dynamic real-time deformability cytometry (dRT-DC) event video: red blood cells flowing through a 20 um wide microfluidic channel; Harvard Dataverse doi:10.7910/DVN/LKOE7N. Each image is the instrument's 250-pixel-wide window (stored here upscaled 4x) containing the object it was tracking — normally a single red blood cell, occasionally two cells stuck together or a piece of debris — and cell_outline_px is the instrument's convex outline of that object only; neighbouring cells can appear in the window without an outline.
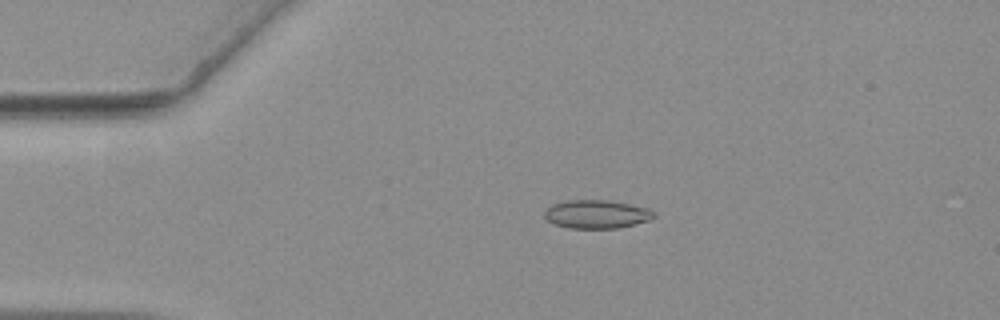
{"species": "common noctule bat (a hibernating species)", "species_latin": "Nyctalus noctula", "temperature_condition": "warm", "stored_images_in_passage": 49, "camera_frame_rate_fps": 3000, "um_per_image_px": 0.085, "animal": {"sex": "female", "body_mass_g": 19.3, "forearm_length_mm": 54.1}, "frame": {"image": 1, "passage_image": 5, "time_ms": 1.333, "image_size_px": [1000, 320], "cell_outline_px": [[656, 216], [648, 220], [636, 224], [616, 228], [568, 228], [556, 224], [548, 220], [544, 216], [544, 212], [552, 204], [564, 200], [608, 200], [648, 208], [656, 212]], "centroid_in_image_um": [50.72, 18.2], "position_along_channel_um": 34.3, "area_um2": 18.09}}
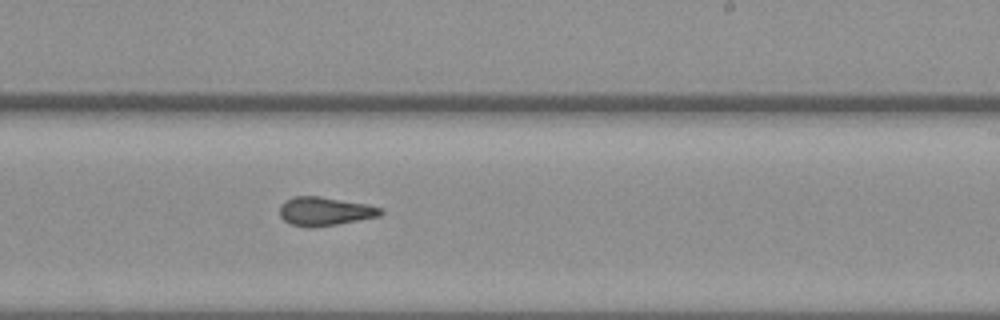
{"frame": {"image": 2, "passage_image": 27, "time_ms": 8.667, "image_size_px": [1000, 320], "cell_outline_px": [[384, 212], [380, 216], [336, 224], [312, 228], [308, 228], [292, 224], [284, 220], [280, 216], [280, 204], [284, 200], [292, 196], [320, 196], [364, 204], [380, 208]], "centroid_in_image_um": [27.55, 17.96], "position_along_channel_um": 261.4, "area_um2": 16.76}}
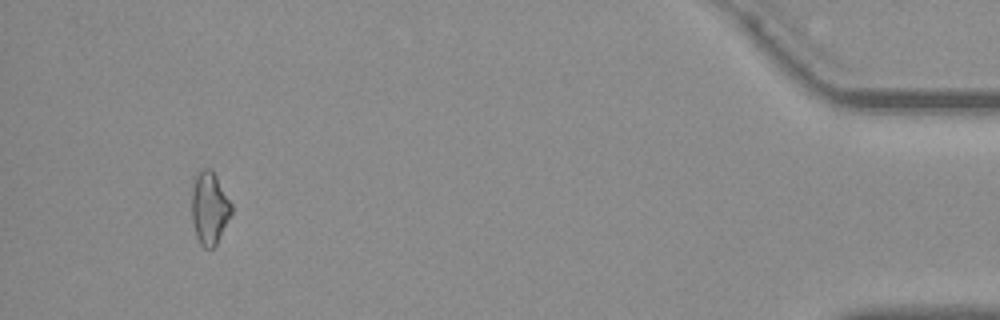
{"frame": {"image": 3, "passage_image": 46, "time_ms": 15.0, "image_size_px": [1000, 320], "cell_outline_px": [[232, 212], [216, 244], [212, 248], [204, 248], [200, 244], [196, 236], [192, 220], [192, 188], [196, 176], [200, 168], [212, 168], [232, 204]], "centroid_in_image_um": [17.8, 17.66], "position_along_channel_um": 417.4, "area_um2": 16.76}, "authors_computed_cell_mechanics": {"area_um2": 16.9354, "velocity_mm_per_s": 3.6579, "shape_relaxation_time_tau1_ms": null, "shape_relaxation_time_tau2_ms": 2.9477, "deformation_change_tau1": null, "deformation_change_tau2": 0.0892}}